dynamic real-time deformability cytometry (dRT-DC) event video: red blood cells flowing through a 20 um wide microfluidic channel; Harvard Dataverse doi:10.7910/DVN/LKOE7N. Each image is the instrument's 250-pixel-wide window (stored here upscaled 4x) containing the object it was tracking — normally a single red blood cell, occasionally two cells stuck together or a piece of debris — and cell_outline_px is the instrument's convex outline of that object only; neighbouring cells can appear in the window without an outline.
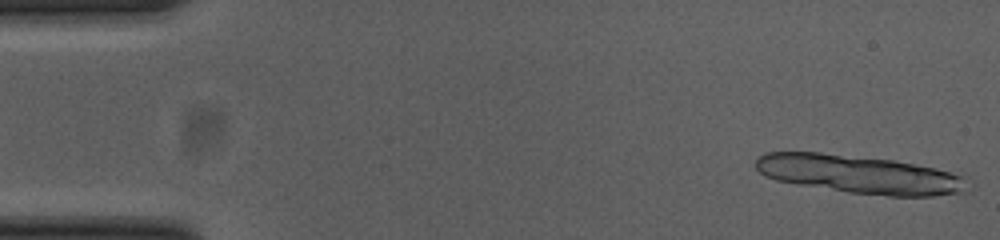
{"species": "common noctule bat (a hibernating species)", "species_latin": "Nyctalus noctula", "temperature_condition": "cold", "stored_images_in_passage": 12, "camera_frame_rate_fps": 3000, "um_per_image_px": 0.085, "animal": {"sex": "female", "body_mass_g": 23.0, "forearm_length_mm": 53.4}, "frame": {"image": 1, "passage_image": 1, "time_ms": 0.0, "image_size_px": [1000, 240], "cell_outline_px": [[972, 188], [968, 192], [932, 196], [888, 196], [848, 192], [776, 180], [764, 176], [756, 168], [756, 160], [764, 152], [820, 152], [892, 160], [964, 172]], "centroid_in_image_um": [73.22, 14.82], "position_along_channel_um": 11.8, "area_um2": 48.03}}